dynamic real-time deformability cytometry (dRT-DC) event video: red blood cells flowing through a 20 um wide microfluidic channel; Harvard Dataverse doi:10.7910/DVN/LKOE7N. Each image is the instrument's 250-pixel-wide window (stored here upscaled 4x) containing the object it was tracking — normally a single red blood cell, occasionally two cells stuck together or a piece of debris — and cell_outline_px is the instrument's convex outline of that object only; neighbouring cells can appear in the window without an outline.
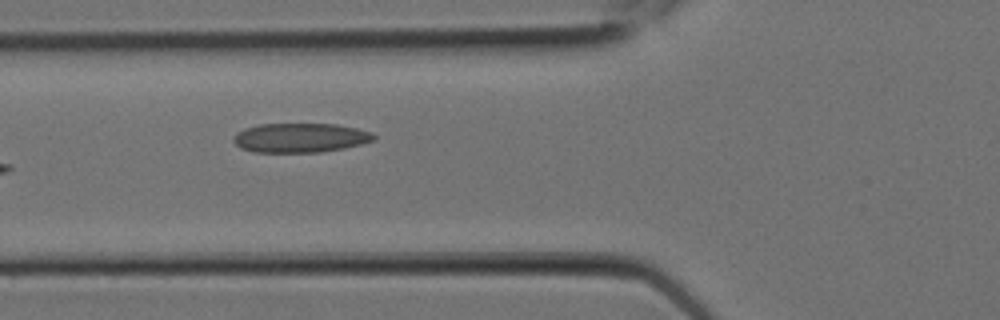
{"species": "Egyptian fruit bat (a non-hibernating species)", "species_latin": "Rousettus aegyptiacus", "temperature_condition": "room temperature", "stored_images_in_passage": 8, "camera_frame_rate_fps": 3000, "um_per_image_px": 0.085, "animal": {"sex": "female"}, "frame": {"image": 1, "passage_image": 7, "time_ms": 2.0, "image_size_px": [1000, 320], "cell_outline_px": [[376, 140], [344, 148], [320, 152], [252, 152], [240, 148], [232, 140], [232, 136], [236, 132], [244, 128], [260, 124], [336, 124], [356, 128], [372, 132], [376, 136]], "centroid_in_image_um": [25.5, 11.71], "position_along_channel_um": 100.3, "area_um2": 24.16}}
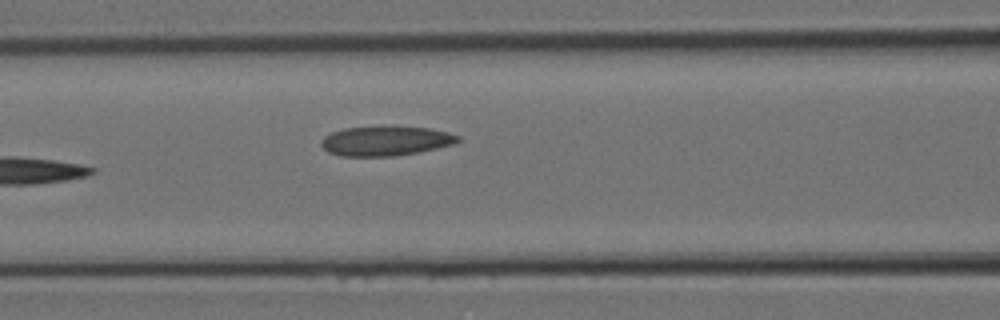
{"frame": {"image": 2, "passage_image": 8, "time_ms": 2.333, "image_size_px": [1000, 320], "cell_outline_px": [[460, 140], [452, 144], [436, 148], [416, 152], [392, 156], [340, 156], [328, 152], [320, 144], [320, 140], [324, 136], [332, 132], [344, 128], [428, 128], [448, 132], [460, 136]], "centroid_in_image_um": [32.73, 12.0], "position_along_channel_um": 133.9, "area_um2": 22.89}}